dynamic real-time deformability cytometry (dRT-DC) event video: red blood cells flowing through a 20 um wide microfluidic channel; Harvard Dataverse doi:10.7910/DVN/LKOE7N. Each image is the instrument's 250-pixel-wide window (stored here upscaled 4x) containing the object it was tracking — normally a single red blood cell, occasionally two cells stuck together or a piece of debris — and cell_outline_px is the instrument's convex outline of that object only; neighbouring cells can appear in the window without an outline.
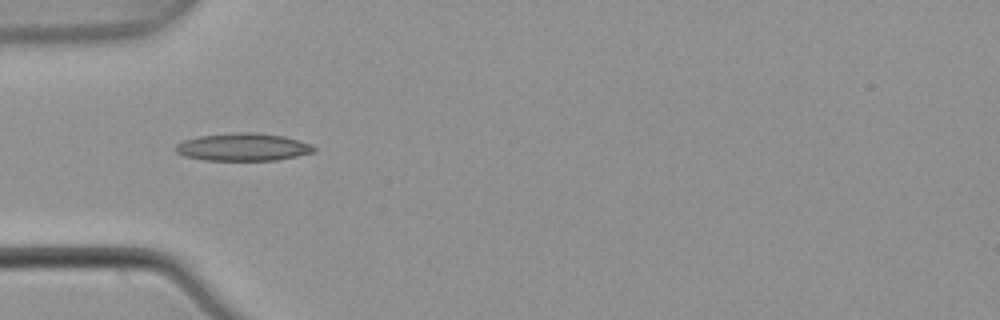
{"species": "common noctule bat (a hibernating species)", "species_latin": "Nyctalus noctula", "temperature_condition": "warm", "stored_images_in_passage": 5, "camera_frame_rate_fps": 3000, "um_per_image_px": 0.085, "animal": {"sex": "male", "body_mass_g": 21.5, "forearm_length_mm": 52.0}, "frame": {"image": 1, "passage_image": 5, "time_ms": 1.333, "image_size_px": [1000, 320], "cell_outline_px": [[316, 152], [276, 160], [204, 160], [184, 156], [176, 152], [176, 144], [184, 140], [200, 136], [236, 132], [252, 132], [284, 136], [312, 144], [316, 148]], "centroid_in_image_um": [20.68, 12.5], "position_along_channel_um": 64.3, "area_um2": 22.25}}